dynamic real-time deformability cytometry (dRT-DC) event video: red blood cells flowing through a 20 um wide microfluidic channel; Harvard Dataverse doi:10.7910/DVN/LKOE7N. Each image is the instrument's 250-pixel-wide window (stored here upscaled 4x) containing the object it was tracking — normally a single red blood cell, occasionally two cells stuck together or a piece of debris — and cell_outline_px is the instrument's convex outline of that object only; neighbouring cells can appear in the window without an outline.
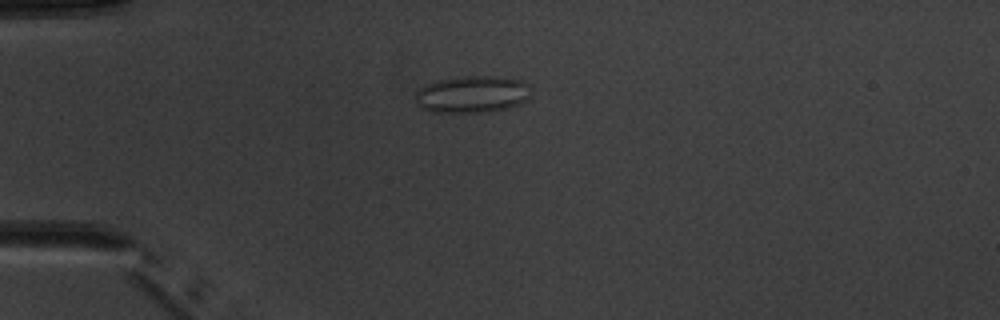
{"species": "common noctule bat (a hibernating species)", "species_latin": "Nyctalus noctula", "temperature_condition": "warm", "stored_images_in_passage": 4, "camera_frame_rate_fps": 3000, "um_per_image_px": 0.085, "animal": {"sex": "male", "body_mass_g": 20.1, "forearm_length_mm": 53.5}, "frame": {"image": 1, "passage_image": 4, "time_ms": 3.667, "image_size_px": [1000, 320], "cell_outline_px": [[528, 100], [520, 104], [508, 108], [488, 112], [432, 112], [420, 108], [416, 104], [416, 92], [424, 84], [436, 80], [460, 76], [496, 76], [524, 80], [528, 84]], "centroid_in_image_um": [40.11, 8.01], "position_along_channel_um": 44.9, "area_um2": 25.26}}